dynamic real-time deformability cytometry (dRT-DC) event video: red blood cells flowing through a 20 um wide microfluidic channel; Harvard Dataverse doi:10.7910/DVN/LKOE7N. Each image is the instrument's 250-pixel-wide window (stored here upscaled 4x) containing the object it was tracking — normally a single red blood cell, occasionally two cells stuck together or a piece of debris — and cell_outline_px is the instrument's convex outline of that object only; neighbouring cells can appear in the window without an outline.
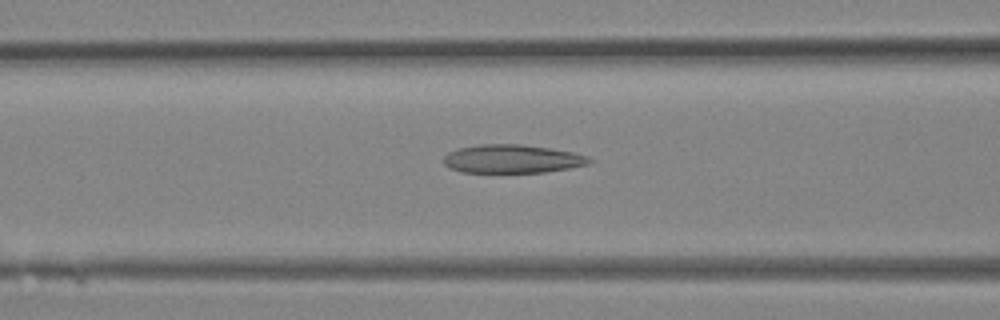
{"species": "Egyptian fruit bat (a non-hibernating species)", "species_latin": "Rousettus aegyptiacus", "temperature_condition": "room temperature", "stored_images_in_passage": 32, "camera_frame_rate_fps": 3000, "um_per_image_px": 0.085, "animal": {"sex": "female"}, "frame": {"image": 1, "passage_image": 13, "time_ms": 4.0, "image_size_px": [1000, 320], "cell_outline_px": [[592, 160], [588, 164], [568, 168], [544, 172], [460, 172], [448, 168], [444, 164], [444, 156], [448, 152], [460, 148], [480, 144], [520, 144], [548, 148], [572, 152], [588, 156]], "centroid_in_image_um": [43.5, 13.5], "position_along_channel_um": 123.1, "area_um2": 23.99}}
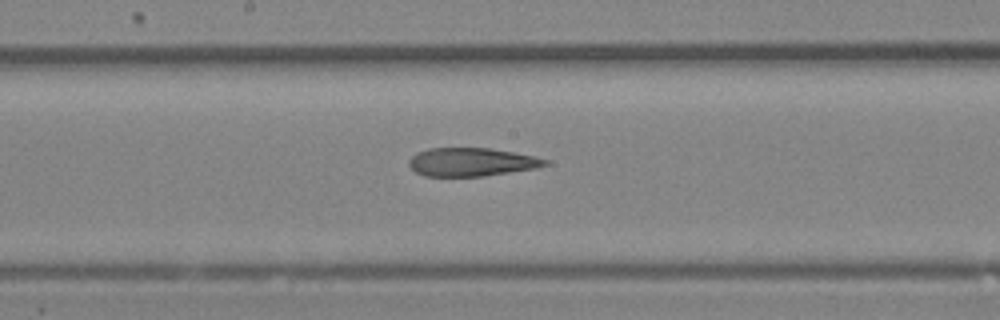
{"frame": {"image": 2, "passage_image": 17, "time_ms": 5.333, "image_size_px": [1000, 320], "cell_outline_px": [[548, 164], [536, 168], [484, 176], [424, 176], [416, 172], [408, 164], [408, 160], [416, 152], [428, 148], [492, 148], [536, 156], [548, 160]], "centroid_in_image_um": [40.07, 13.76], "position_along_channel_um": 208.1, "area_um2": 22.6}}
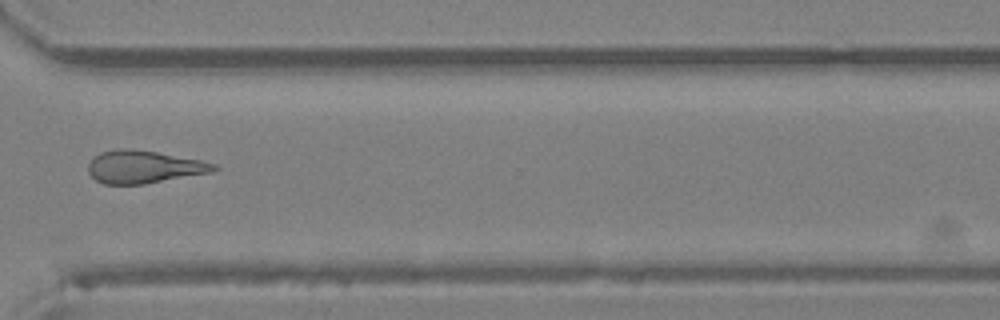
{"frame": {"image": 3, "passage_image": 24, "time_ms": 7.667, "image_size_px": [1000, 320], "cell_outline_px": [[220, 168], [212, 172], [144, 184], [104, 184], [96, 180], [88, 172], [88, 164], [100, 152], [120, 148], [132, 148], [156, 152], [200, 160], [216, 164]], "centroid_in_image_um": [12.23, 14.18], "position_along_channel_um": 358.4, "area_um2": 23.81}}